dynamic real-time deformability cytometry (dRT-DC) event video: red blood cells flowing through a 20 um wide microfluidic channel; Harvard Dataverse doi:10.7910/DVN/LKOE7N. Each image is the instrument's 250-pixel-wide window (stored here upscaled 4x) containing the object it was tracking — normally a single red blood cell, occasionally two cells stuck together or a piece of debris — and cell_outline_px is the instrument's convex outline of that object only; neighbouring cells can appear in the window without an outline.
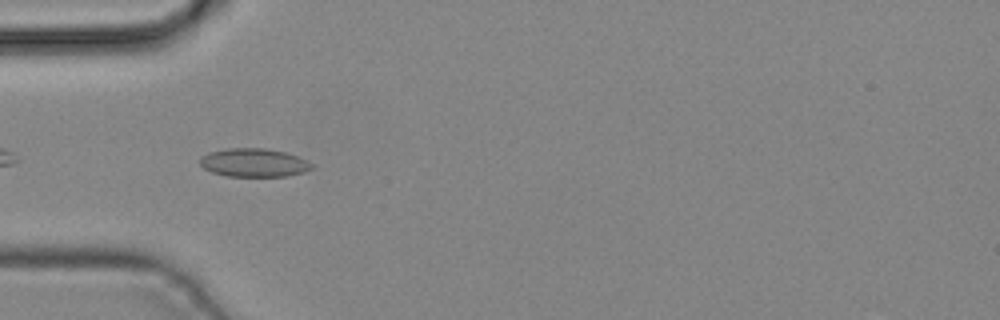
{"species": "common noctule bat (a hibernating species)", "species_latin": "Nyctalus noctula", "temperature_condition": "cold", "stored_images_in_passage": 32, "camera_frame_rate_fps": 3000, "um_per_image_px": 0.085, "animal": {"sex": "male", "body_mass_g": 19.2, "forearm_length_mm": 51.8}, "frame": {"image": 1, "passage_image": 2, "time_ms": 0.333, "image_size_px": [1000, 320], "cell_outline_px": [[312, 168], [304, 172], [288, 176], [228, 176], [212, 172], [204, 168], [200, 164], [200, 156], [208, 152], [228, 148], [264, 148], [284, 152], [296, 156], [312, 164]], "centroid_in_image_um": [21.54, 13.82], "position_along_channel_um": 63.5, "area_um2": 18.38}}
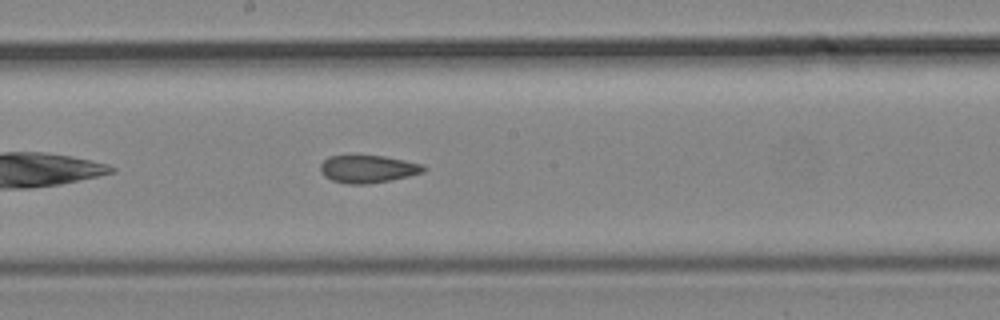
{"frame": {"image": 2, "passage_image": 12, "time_ms": 3.667, "image_size_px": [1000, 320], "cell_outline_px": [[428, 168], [424, 172], [392, 180], [368, 184], [348, 184], [332, 180], [324, 176], [320, 172], [320, 164], [328, 156], [384, 156], [424, 164]], "centroid_in_image_um": [31.29, 14.37], "position_along_channel_um": 216.9, "area_um2": 16.7}}
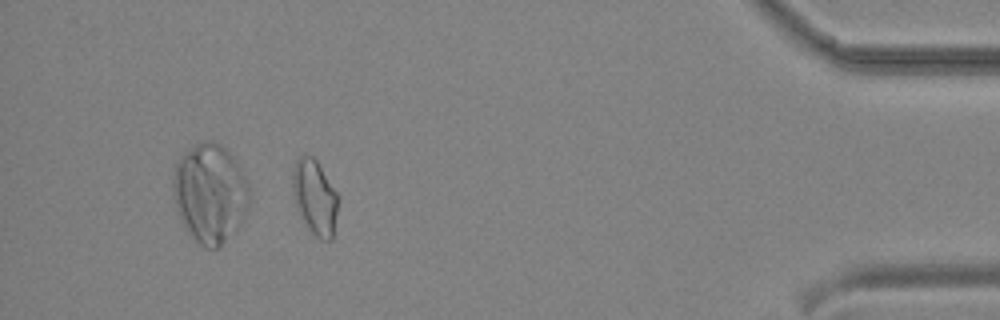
{"frame": {"image": 3, "passage_image": 28, "time_ms": 9.0, "image_size_px": [1000, 320], "cell_outline_px": [[340, 200], [332, 240], [320, 240], [308, 228], [300, 216], [296, 208], [292, 196], [292, 172], [296, 160], [300, 152], [312, 156], [316, 160], [340, 196]], "centroid_in_image_um": [26.76, 16.75], "position_along_channel_um": 408.4, "area_um2": 20.52}}